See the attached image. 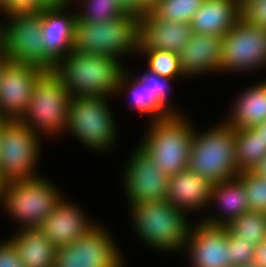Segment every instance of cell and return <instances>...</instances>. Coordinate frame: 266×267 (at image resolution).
<instances>
[{"label":"cell","instance_id":"obj_1","mask_svg":"<svg viewBox=\"0 0 266 267\" xmlns=\"http://www.w3.org/2000/svg\"><path fill=\"white\" fill-rule=\"evenodd\" d=\"M118 60L72 50L55 64L52 72L72 98L110 96L117 92L125 70Z\"/></svg>","mask_w":266,"mask_h":267},{"label":"cell","instance_id":"obj_2","mask_svg":"<svg viewBox=\"0 0 266 267\" xmlns=\"http://www.w3.org/2000/svg\"><path fill=\"white\" fill-rule=\"evenodd\" d=\"M194 132L188 170L201 175L212 185L237 178L236 129L226 121L199 134Z\"/></svg>","mask_w":266,"mask_h":267},{"label":"cell","instance_id":"obj_3","mask_svg":"<svg viewBox=\"0 0 266 267\" xmlns=\"http://www.w3.org/2000/svg\"><path fill=\"white\" fill-rule=\"evenodd\" d=\"M139 16L126 12L106 22H83L76 19L72 50L78 53L119 59L138 50Z\"/></svg>","mask_w":266,"mask_h":267},{"label":"cell","instance_id":"obj_4","mask_svg":"<svg viewBox=\"0 0 266 267\" xmlns=\"http://www.w3.org/2000/svg\"><path fill=\"white\" fill-rule=\"evenodd\" d=\"M183 115L153 120L140 147L168 176L188 169L194 130Z\"/></svg>","mask_w":266,"mask_h":267},{"label":"cell","instance_id":"obj_5","mask_svg":"<svg viewBox=\"0 0 266 267\" xmlns=\"http://www.w3.org/2000/svg\"><path fill=\"white\" fill-rule=\"evenodd\" d=\"M135 229L141 240L159 250H179L188 240L191 227L186 212L164 200L129 204Z\"/></svg>","mask_w":266,"mask_h":267},{"label":"cell","instance_id":"obj_6","mask_svg":"<svg viewBox=\"0 0 266 267\" xmlns=\"http://www.w3.org/2000/svg\"><path fill=\"white\" fill-rule=\"evenodd\" d=\"M71 100L60 79L53 72H45L35 83L27 111L20 121L35 133L38 130L48 134L60 132L67 127Z\"/></svg>","mask_w":266,"mask_h":267},{"label":"cell","instance_id":"obj_7","mask_svg":"<svg viewBox=\"0 0 266 267\" xmlns=\"http://www.w3.org/2000/svg\"><path fill=\"white\" fill-rule=\"evenodd\" d=\"M38 134L20 120H0V173L6 182L34 179Z\"/></svg>","mask_w":266,"mask_h":267},{"label":"cell","instance_id":"obj_8","mask_svg":"<svg viewBox=\"0 0 266 267\" xmlns=\"http://www.w3.org/2000/svg\"><path fill=\"white\" fill-rule=\"evenodd\" d=\"M41 177L6 182L3 205L22 228H38L62 199L57 188Z\"/></svg>","mask_w":266,"mask_h":267},{"label":"cell","instance_id":"obj_9","mask_svg":"<svg viewBox=\"0 0 266 267\" xmlns=\"http://www.w3.org/2000/svg\"><path fill=\"white\" fill-rule=\"evenodd\" d=\"M106 99V96L75 97L69 106L67 130L84 145L98 151L111 147L116 136Z\"/></svg>","mask_w":266,"mask_h":267},{"label":"cell","instance_id":"obj_10","mask_svg":"<svg viewBox=\"0 0 266 267\" xmlns=\"http://www.w3.org/2000/svg\"><path fill=\"white\" fill-rule=\"evenodd\" d=\"M4 27L3 51L11 62L36 66L45 72L53 68L46 62L42 37V10L36 14L9 15Z\"/></svg>","mask_w":266,"mask_h":267},{"label":"cell","instance_id":"obj_11","mask_svg":"<svg viewBox=\"0 0 266 267\" xmlns=\"http://www.w3.org/2000/svg\"><path fill=\"white\" fill-rule=\"evenodd\" d=\"M266 64V29L240 18L222 36L220 71H245Z\"/></svg>","mask_w":266,"mask_h":267},{"label":"cell","instance_id":"obj_12","mask_svg":"<svg viewBox=\"0 0 266 267\" xmlns=\"http://www.w3.org/2000/svg\"><path fill=\"white\" fill-rule=\"evenodd\" d=\"M101 226L56 249L54 267H122L121 253Z\"/></svg>","mask_w":266,"mask_h":267},{"label":"cell","instance_id":"obj_13","mask_svg":"<svg viewBox=\"0 0 266 267\" xmlns=\"http://www.w3.org/2000/svg\"><path fill=\"white\" fill-rule=\"evenodd\" d=\"M41 68L21 63L5 64L0 76V120H20L27 111Z\"/></svg>","mask_w":266,"mask_h":267},{"label":"cell","instance_id":"obj_14","mask_svg":"<svg viewBox=\"0 0 266 267\" xmlns=\"http://www.w3.org/2000/svg\"><path fill=\"white\" fill-rule=\"evenodd\" d=\"M125 170L124 183L130 204L166 200L169 176L138 145Z\"/></svg>","mask_w":266,"mask_h":267},{"label":"cell","instance_id":"obj_15","mask_svg":"<svg viewBox=\"0 0 266 267\" xmlns=\"http://www.w3.org/2000/svg\"><path fill=\"white\" fill-rule=\"evenodd\" d=\"M197 226V227H196ZM193 267H233L230 262L228 229L205 223L195 225L184 243Z\"/></svg>","mask_w":266,"mask_h":267},{"label":"cell","instance_id":"obj_16","mask_svg":"<svg viewBox=\"0 0 266 267\" xmlns=\"http://www.w3.org/2000/svg\"><path fill=\"white\" fill-rule=\"evenodd\" d=\"M65 201L61 199L38 227L57 249L73 243L97 226L90 223L78 207Z\"/></svg>","mask_w":266,"mask_h":267},{"label":"cell","instance_id":"obj_17","mask_svg":"<svg viewBox=\"0 0 266 267\" xmlns=\"http://www.w3.org/2000/svg\"><path fill=\"white\" fill-rule=\"evenodd\" d=\"M66 5L69 6L65 2L42 9V37L46 62L52 68L61 58L72 51L74 24L77 14L67 15L64 12Z\"/></svg>","mask_w":266,"mask_h":267},{"label":"cell","instance_id":"obj_18","mask_svg":"<svg viewBox=\"0 0 266 267\" xmlns=\"http://www.w3.org/2000/svg\"><path fill=\"white\" fill-rule=\"evenodd\" d=\"M192 34L189 23L157 19L148 11L139 16L138 50L179 53Z\"/></svg>","mask_w":266,"mask_h":267},{"label":"cell","instance_id":"obj_19","mask_svg":"<svg viewBox=\"0 0 266 267\" xmlns=\"http://www.w3.org/2000/svg\"><path fill=\"white\" fill-rule=\"evenodd\" d=\"M221 46L222 36L192 34L178 53L183 74L194 76L206 71H220Z\"/></svg>","mask_w":266,"mask_h":267},{"label":"cell","instance_id":"obj_20","mask_svg":"<svg viewBox=\"0 0 266 267\" xmlns=\"http://www.w3.org/2000/svg\"><path fill=\"white\" fill-rule=\"evenodd\" d=\"M241 18L240 0H205L190 26L193 34L225 35Z\"/></svg>","mask_w":266,"mask_h":267},{"label":"cell","instance_id":"obj_21","mask_svg":"<svg viewBox=\"0 0 266 267\" xmlns=\"http://www.w3.org/2000/svg\"><path fill=\"white\" fill-rule=\"evenodd\" d=\"M212 184L187 170L169 176L166 201L185 212L210 203Z\"/></svg>","mask_w":266,"mask_h":267},{"label":"cell","instance_id":"obj_22","mask_svg":"<svg viewBox=\"0 0 266 267\" xmlns=\"http://www.w3.org/2000/svg\"><path fill=\"white\" fill-rule=\"evenodd\" d=\"M10 240L24 267H54L57 248L38 228H21Z\"/></svg>","mask_w":266,"mask_h":267},{"label":"cell","instance_id":"obj_23","mask_svg":"<svg viewBox=\"0 0 266 267\" xmlns=\"http://www.w3.org/2000/svg\"><path fill=\"white\" fill-rule=\"evenodd\" d=\"M216 201L221 205L226 216L221 218L209 217L204 219L202 223L213 226H225L232 219L237 218L248 210L246 190L243 183L234 178L225 180L218 184H214L211 188L210 202Z\"/></svg>","mask_w":266,"mask_h":267},{"label":"cell","instance_id":"obj_24","mask_svg":"<svg viewBox=\"0 0 266 267\" xmlns=\"http://www.w3.org/2000/svg\"><path fill=\"white\" fill-rule=\"evenodd\" d=\"M226 122L235 129L253 127L266 120V81L245 90Z\"/></svg>","mask_w":266,"mask_h":267},{"label":"cell","instance_id":"obj_25","mask_svg":"<svg viewBox=\"0 0 266 267\" xmlns=\"http://www.w3.org/2000/svg\"><path fill=\"white\" fill-rule=\"evenodd\" d=\"M236 166L241 171H253L266 157V144L252 128L236 129Z\"/></svg>","mask_w":266,"mask_h":267},{"label":"cell","instance_id":"obj_26","mask_svg":"<svg viewBox=\"0 0 266 267\" xmlns=\"http://www.w3.org/2000/svg\"><path fill=\"white\" fill-rule=\"evenodd\" d=\"M149 71L139 80L146 86L147 92V113L153 114L152 120L164 119L174 115H180L174 110L167 108V84L172 78L162 77L148 68ZM167 85H166V84ZM167 108V109H166Z\"/></svg>","mask_w":266,"mask_h":267},{"label":"cell","instance_id":"obj_27","mask_svg":"<svg viewBox=\"0 0 266 267\" xmlns=\"http://www.w3.org/2000/svg\"><path fill=\"white\" fill-rule=\"evenodd\" d=\"M225 227L235 236L258 246L266 239V213L247 211L232 219Z\"/></svg>","mask_w":266,"mask_h":267},{"label":"cell","instance_id":"obj_28","mask_svg":"<svg viewBox=\"0 0 266 267\" xmlns=\"http://www.w3.org/2000/svg\"><path fill=\"white\" fill-rule=\"evenodd\" d=\"M205 0H159L148 11L157 19L191 23Z\"/></svg>","mask_w":266,"mask_h":267},{"label":"cell","instance_id":"obj_29","mask_svg":"<svg viewBox=\"0 0 266 267\" xmlns=\"http://www.w3.org/2000/svg\"><path fill=\"white\" fill-rule=\"evenodd\" d=\"M237 178L245 187L248 210L266 213V178L254 171H241Z\"/></svg>","mask_w":266,"mask_h":267},{"label":"cell","instance_id":"obj_30","mask_svg":"<svg viewBox=\"0 0 266 267\" xmlns=\"http://www.w3.org/2000/svg\"><path fill=\"white\" fill-rule=\"evenodd\" d=\"M87 11L77 14V19L83 22H106L122 16L126 11L116 0H86Z\"/></svg>","mask_w":266,"mask_h":267},{"label":"cell","instance_id":"obj_31","mask_svg":"<svg viewBox=\"0 0 266 267\" xmlns=\"http://www.w3.org/2000/svg\"><path fill=\"white\" fill-rule=\"evenodd\" d=\"M148 57V68L162 77L185 76L180 67L179 55L172 51L139 50Z\"/></svg>","mask_w":266,"mask_h":267},{"label":"cell","instance_id":"obj_32","mask_svg":"<svg viewBox=\"0 0 266 267\" xmlns=\"http://www.w3.org/2000/svg\"><path fill=\"white\" fill-rule=\"evenodd\" d=\"M228 244L230 245V262L233 267L254 261L256 246L251 241L235 236L228 230Z\"/></svg>","mask_w":266,"mask_h":267},{"label":"cell","instance_id":"obj_33","mask_svg":"<svg viewBox=\"0 0 266 267\" xmlns=\"http://www.w3.org/2000/svg\"><path fill=\"white\" fill-rule=\"evenodd\" d=\"M50 0H0V9L9 15L36 14L52 6Z\"/></svg>","mask_w":266,"mask_h":267},{"label":"cell","instance_id":"obj_34","mask_svg":"<svg viewBox=\"0 0 266 267\" xmlns=\"http://www.w3.org/2000/svg\"><path fill=\"white\" fill-rule=\"evenodd\" d=\"M241 18L266 29V0H241Z\"/></svg>","mask_w":266,"mask_h":267},{"label":"cell","instance_id":"obj_35","mask_svg":"<svg viewBox=\"0 0 266 267\" xmlns=\"http://www.w3.org/2000/svg\"><path fill=\"white\" fill-rule=\"evenodd\" d=\"M126 71L124 70L122 77L120 79V83L117 89V93L121 92L125 87L128 86L130 88V94H132V104L133 106L138 109V111L142 114L147 113V92H146V86L143 85V82H141L139 79L133 81L131 84L128 81L129 78L125 73ZM130 86V87H129ZM119 91V92H118Z\"/></svg>","mask_w":266,"mask_h":267},{"label":"cell","instance_id":"obj_36","mask_svg":"<svg viewBox=\"0 0 266 267\" xmlns=\"http://www.w3.org/2000/svg\"><path fill=\"white\" fill-rule=\"evenodd\" d=\"M0 267H24L16 246L10 239L0 243Z\"/></svg>","mask_w":266,"mask_h":267},{"label":"cell","instance_id":"obj_37","mask_svg":"<svg viewBox=\"0 0 266 267\" xmlns=\"http://www.w3.org/2000/svg\"><path fill=\"white\" fill-rule=\"evenodd\" d=\"M116 1L126 12H132L137 16L146 14L149 10L140 0H116Z\"/></svg>","mask_w":266,"mask_h":267},{"label":"cell","instance_id":"obj_38","mask_svg":"<svg viewBox=\"0 0 266 267\" xmlns=\"http://www.w3.org/2000/svg\"><path fill=\"white\" fill-rule=\"evenodd\" d=\"M253 262L261 267H266V239L256 246Z\"/></svg>","mask_w":266,"mask_h":267},{"label":"cell","instance_id":"obj_39","mask_svg":"<svg viewBox=\"0 0 266 267\" xmlns=\"http://www.w3.org/2000/svg\"><path fill=\"white\" fill-rule=\"evenodd\" d=\"M266 144V120L252 127Z\"/></svg>","mask_w":266,"mask_h":267},{"label":"cell","instance_id":"obj_40","mask_svg":"<svg viewBox=\"0 0 266 267\" xmlns=\"http://www.w3.org/2000/svg\"><path fill=\"white\" fill-rule=\"evenodd\" d=\"M253 171L260 177L266 178V157L261 160Z\"/></svg>","mask_w":266,"mask_h":267},{"label":"cell","instance_id":"obj_41","mask_svg":"<svg viewBox=\"0 0 266 267\" xmlns=\"http://www.w3.org/2000/svg\"><path fill=\"white\" fill-rule=\"evenodd\" d=\"M9 61L4 51H0V76L5 64Z\"/></svg>","mask_w":266,"mask_h":267},{"label":"cell","instance_id":"obj_42","mask_svg":"<svg viewBox=\"0 0 266 267\" xmlns=\"http://www.w3.org/2000/svg\"><path fill=\"white\" fill-rule=\"evenodd\" d=\"M5 186H6V181L2 178V175L0 173V200H1L0 202H2L4 198Z\"/></svg>","mask_w":266,"mask_h":267},{"label":"cell","instance_id":"obj_43","mask_svg":"<svg viewBox=\"0 0 266 267\" xmlns=\"http://www.w3.org/2000/svg\"><path fill=\"white\" fill-rule=\"evenodd\" d=\"M148 9H150L159 0H140Z\"/></svg>","mask_w":266,"mask_h":267},{"label":"cell","instance_id":"obj_44","mask_svg":"<svg viewBox=\"0 0 266 267\" xmlns=\"http://www.w3.org/2000/svg\"><path fill=\"white\" fill-rule=\"evenodd\" d=\"M3 33L4 27L0 26V51H3Z\"/></svg>","mask_w":266,"mask_h":267},{"label":"cell","instance_id":"obj_45","mask_svg":"<svg viewBox=\"0 0 266 267\" xmlns=\"http://www.w3.org/2000/svg\"><path fill=\"white\" fill-rule=\"evenodd\" d=\"M236 267H261V266L260 265H257L254 262H252V263H249V264L240 265V266H236Z\"/></svg>","mask_w":266,"mask_h":267},{"label":"cell","instance_id":"obj_46","mask_svg":"<svg viewBox=\"0 0 266 267\" xmlns=\"http://www.w3.org/2000/svg\"><path fill=\"white\" fill-rule=\"evenodd\" d=\"M53 4L65 3L66 0H50Z\"/></svg>","mask_w":266,"mask_h":267}]
</instances>
